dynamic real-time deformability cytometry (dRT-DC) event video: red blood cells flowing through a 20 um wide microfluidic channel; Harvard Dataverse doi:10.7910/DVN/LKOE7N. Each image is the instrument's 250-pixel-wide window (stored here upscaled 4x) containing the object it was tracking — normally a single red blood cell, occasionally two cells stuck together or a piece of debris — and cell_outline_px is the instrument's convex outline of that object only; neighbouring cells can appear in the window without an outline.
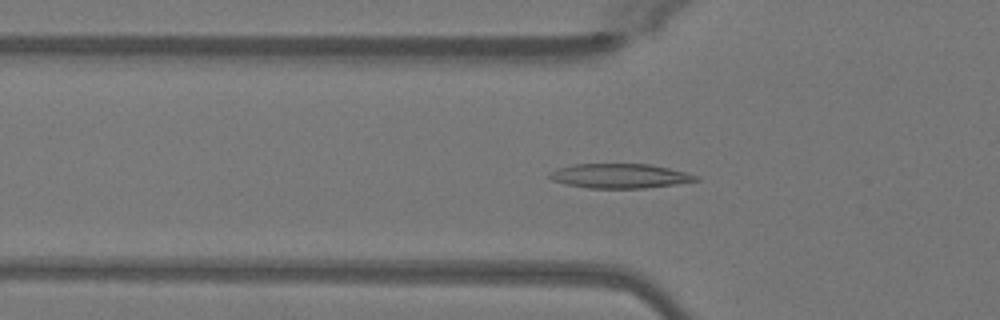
{"species": "Egyptian fruit bat (a non-hibernating species)", "species_latin": "Rousettus aegyptiacus", "temperature_condition": "warm", "stored_images_in_passage": 41, "camera_frame_rate_fps": 3000, "um_per_image_px": 0.085, "animal": {"sex": "female"}, "frame": {"image": 1, "passage_image": 8, "time_ms": 2.333, "image_size_px": [1000, 320], "cell_outline_px": [[700, 180], [676, 184], [644, 188], [588, 188], [564, 184], [552, 180], [548, 176], [556, 168], [572, 164], [652, 164], [700, 176]], "centroid_in_image_um": [52.68, 14.95], "position_along_channel_um": 73.1, "area_um2": 20.92}}
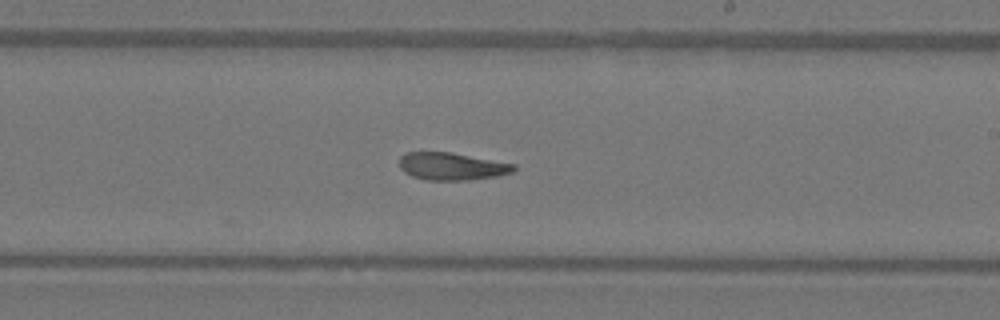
{"frame": {"image": 2, "passage_image": 21, "time_ms": 6.667, "image_size_px": [1000, 320], "cell_outline_px": [[516, 168], [512, 172], [496, 176], [468, 180], [428, 180], [412, 176], [404, 172], [400, 168], [400, 156], [408, 152], [452, 152], [516, 164]], "centroid_in_image_um": [38.41, 14.13], "position_along_channel_um": 250.6, "area_um2": 18.32}}
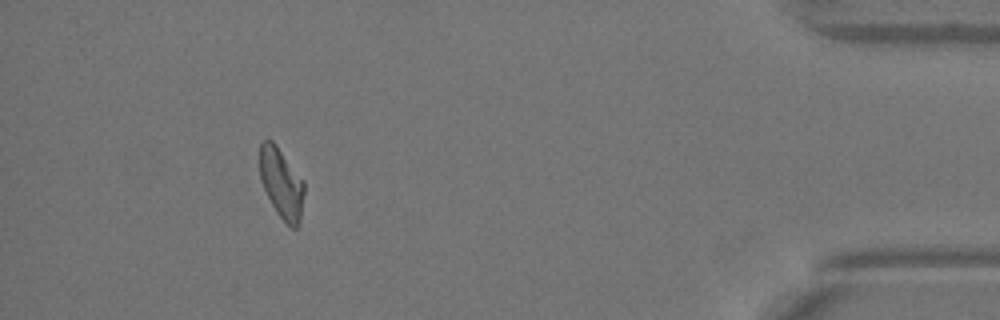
{"frame": {"image": 3, "passage_image": 37, "time_ms": 12.0, "image_size_px": [1000, 320], "cell_outline_px": [[304, 192], [300, 224], [296, 228], [292, 228], [276, 212], [260, 180], [260, 144], [264, 140], [272, 140], [276, 144], [304, 180]], "centroid_in_image_um": [23.94, 15.57], "position_along_channel_um": 411.3, "area_um2": 18.15}, "authors_computed_cell_mechanics": {"area_um2": 18.9006, "velocity_mm_per_s": 4.0871, "shape_relaxation_time_tau1_ms": null, "shape_relaxation_time_tau2_ms": 4.5402, "deformation_change_tau1": null, "deformation_change_tau2": 0.1255}}